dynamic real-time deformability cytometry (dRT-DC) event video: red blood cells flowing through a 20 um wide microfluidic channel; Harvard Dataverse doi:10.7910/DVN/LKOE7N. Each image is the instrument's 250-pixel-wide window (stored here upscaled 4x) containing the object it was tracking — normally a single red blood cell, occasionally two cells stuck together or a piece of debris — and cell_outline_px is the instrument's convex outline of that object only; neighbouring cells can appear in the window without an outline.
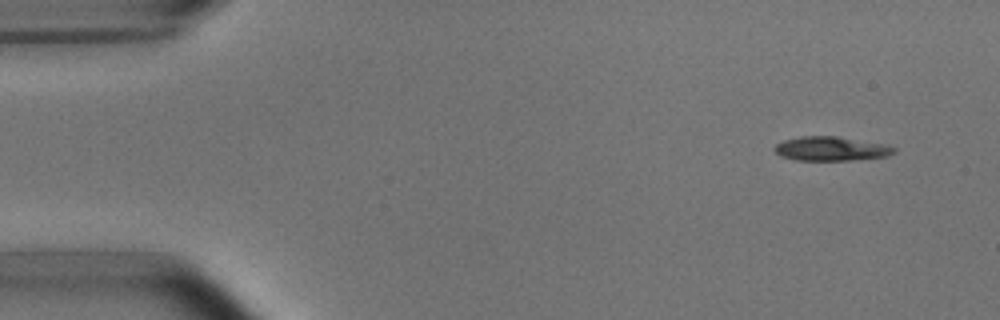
{"species": "common noctule bat (a hibernating species)", "species_latin": "Nyctalus noctula", "temperature_condition": "room temperature", "stored_images_in_passage": 7, "camera_frame_rate_fps": 3000, "um_per_image_px": 0.085, "animal": {"sex": "male", "body_mass_g": 15.6}, "frame": {"image": 1, "passage_image": 1, "time_ms": 0.0, "image_size_px": [1000, 320], "cell_outline_px": [[896, 152], [888, 156], [848, 160], [796, 160], [780, 156], [772, 148], [776, 144], [784, 140], [800, 136], [836, 136], [880, 144], [896, 148]], "centroid_in_image_um": [70.57, 12.64], "position_along_channel_um": 14.4, "area_um2": 16.59}}
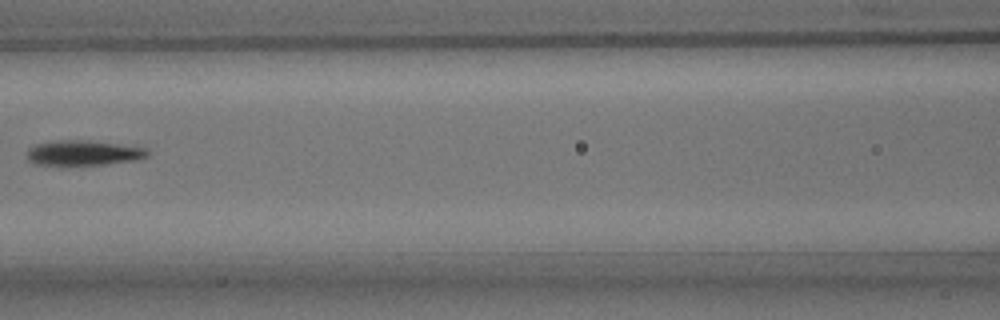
{"frame": {"image": 2, "passage_image": 6, "time_ms": 6.667, "image_size_px": [1000, 320], "cell_outline_px": [[148, 156], [136, 160], [104, 164], [36, 164], [28, 160], [28, 148], [36, 144], [56, 140], [88, 140], [148, 148]], "centroid_in_image_um": [7.11, 12.98], "position_along_channel_um": 159.5, "area_um2": 17.34}}
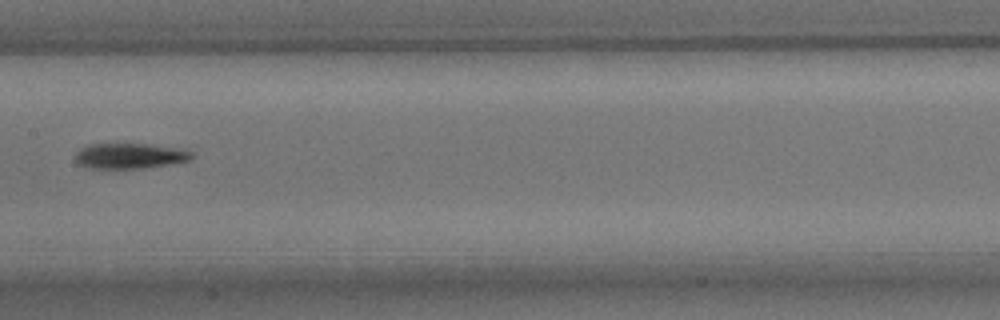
{"frame": {"image": 3, "passage_image": 7, "time_ms": 7.667, "image_size_px": [1000, 320], "cell_outline_px": [[192, 160], [144, 168], [88, 168], [76, 164], [76, 152], [80, 148], [88, 144], [148, 144], [192, 152]], "centroid_in_image_um": [10.95, 13.26], "position_along_channel_um": 196.5, "area_um2": 16.99}}